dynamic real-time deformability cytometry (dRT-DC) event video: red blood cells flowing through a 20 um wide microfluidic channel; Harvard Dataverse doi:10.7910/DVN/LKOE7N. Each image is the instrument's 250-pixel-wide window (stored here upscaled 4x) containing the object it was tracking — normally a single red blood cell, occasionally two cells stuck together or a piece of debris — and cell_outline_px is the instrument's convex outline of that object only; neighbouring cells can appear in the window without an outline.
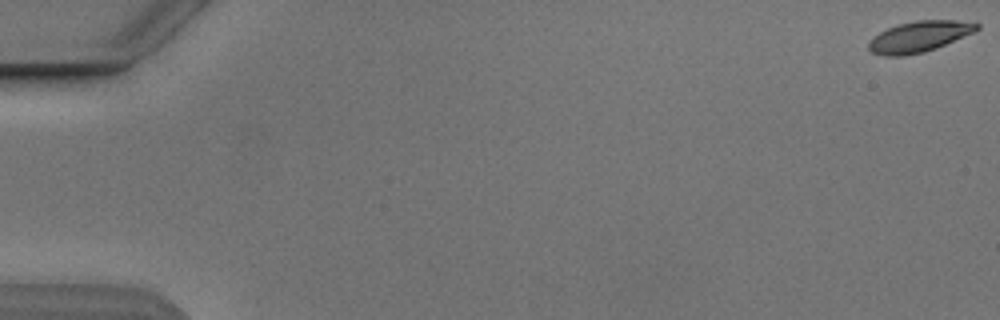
{"species": "Egyptian fruit bat (a non-hibernating species)", "species_latin": "Rousettus aegyptiacus", "temperature_condition": "cold", "stored_images_in_passage": 6, "camera_frame_rate_fps": 3000, "um_per_image_px": 0.085, "animal": {"sex": "male"}, "frame": {"image": 1, "passage_image": 1, "time_ms": 0.0, "image_size_px": [1000, 320], "cell_outline_px": [[980, 28], [972, 32], [936, 48], [924, 52], [904, 56], [884, 56], [872, 52], [868, 48], [868, 40], [880, 32], [888, 28], [900, 24], [916, 20], [956, 20], [980, 24]], "centroid_in_image_um": [78.09, 3.12], "position_along_channel_um": 6.9, "area_um2": 19.25}}
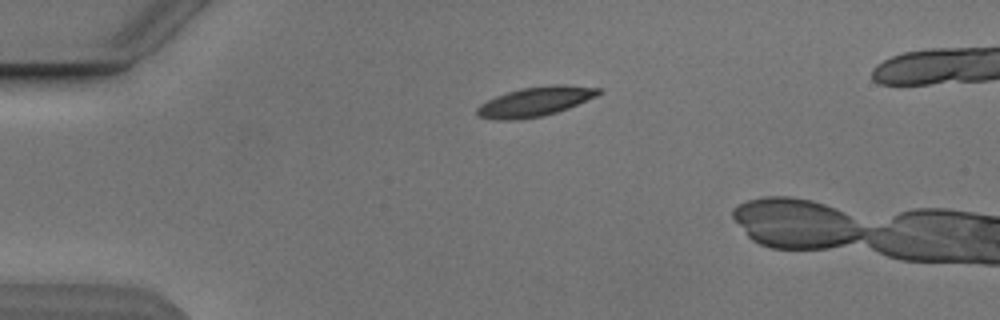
{"frame": {"image": 2, "passage_image": 4, "time_ms": 4.333, "image_size_px": [1000, 320], "cell_outline_px": [[604, 92], [596, 96], [568, 108], [556, 112], [540, 116], [508, 120], [496, 120], [480, 116], [476, 112], [476, 108], [480, 104], [496, 96], [520, 88], [552, 84], [564, 84], [600, 88]], "centroid_in_image_um": [45.52, 8.61], "position_along_channel_um": 39.5, "area_um2": 20.69}}